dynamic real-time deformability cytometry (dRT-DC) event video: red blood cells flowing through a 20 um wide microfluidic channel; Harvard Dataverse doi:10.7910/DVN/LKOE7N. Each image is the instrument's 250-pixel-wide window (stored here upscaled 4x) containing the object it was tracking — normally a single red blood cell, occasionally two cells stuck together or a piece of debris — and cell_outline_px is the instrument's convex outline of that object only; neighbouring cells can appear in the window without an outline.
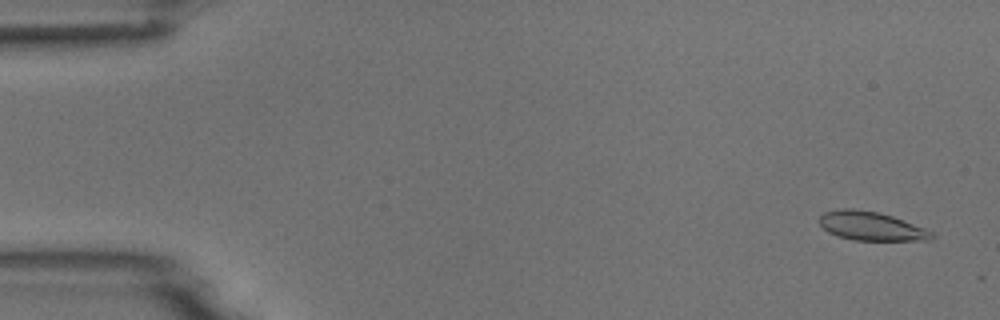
{"species": "common noctule bat (a hibernating species)", "species_latin": "Nyctalus noctula", "temperature_condition": "room temperature", "stored_images_in_passage": 4, "camera_frame_rate_fps": 3000, "um_per_image_px": 0.085, "animal": {"sex": "male", "body_mass_g": 18.8}, "frame": {"image": 1, "passage_image": 1, "time_ms": 0.0, "image_size_px": [1000, 320], "cell_outline_px": [[936, 236], [932, 240], [852, 240], [836, 236], [828, 232], [820, 224], [820, 216], [824, 212], [844, 208], [852, 208], [876, 212], [892, 216], [924, 228], [932, 232]], "centroid_in_image_um": [74.04, 19.23], "position_along_channel_um": 11.0, "area_um2": 18.73}}
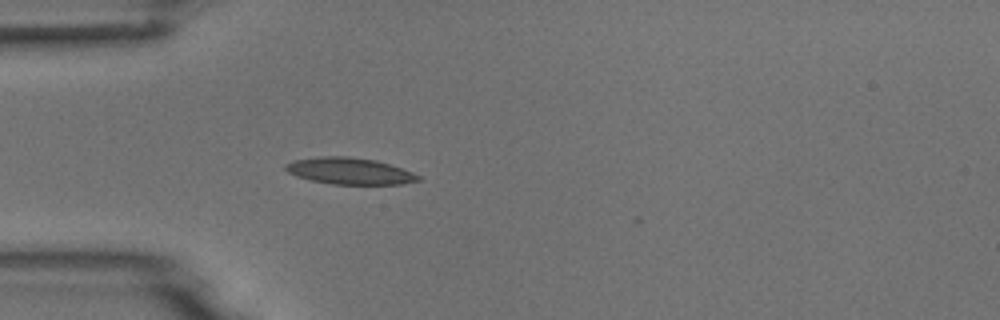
{"frame": {"image": 2, "passage_image": 4, "time_ms": 4.333, "image_size_px": [1000, 320], "cell_outline_px": [[420, 180], [400, 184], [332, 184], [312, 180], [296, 176], [288, 172], [284, 168], [284, 164], [292, 160], [320, 156], [348, 156], [376, 160], [412, 172], [420, 176]], "centroid_in_image_um": [29.67, 14.53], "position_along_channel_um": 55.3, "area_um2": 20.46}}